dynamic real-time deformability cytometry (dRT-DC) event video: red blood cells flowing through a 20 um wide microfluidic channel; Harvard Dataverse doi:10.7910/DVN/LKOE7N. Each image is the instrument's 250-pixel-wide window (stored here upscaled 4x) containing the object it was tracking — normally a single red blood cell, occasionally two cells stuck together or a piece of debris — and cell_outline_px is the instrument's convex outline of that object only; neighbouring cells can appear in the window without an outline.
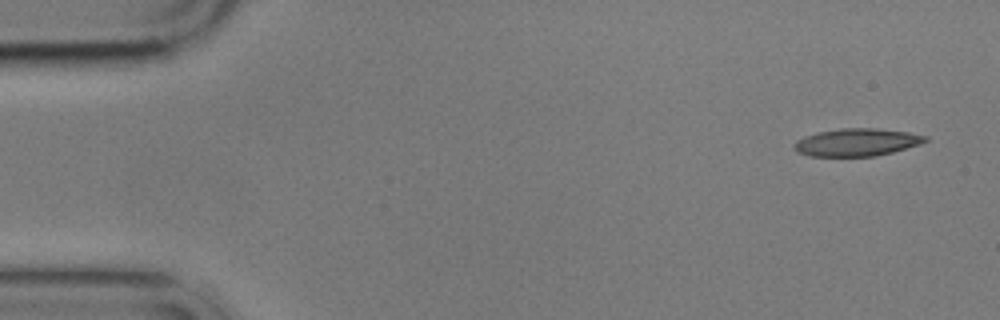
{"species": "common noctule bat (a hibernating species)", "species_latin": "Nyctalus noctula", "temperature_condition": "cold", "stored_images_in_passage": 4, "camera_frame_rate_fps": 3000, "um_per_image_px": 0.085, "animal": {"sex": "male", "body_mass_g": 17.9}, "frame": {"image": 1, "passage_image": 1, "time_ms": 0.0, "image_size_px": [1000, 320], "cell_outline_px": [[928, 140], [920, 144], [892, 152], [876, 156], [808, 156], [796, 152], [792, 148], [792, 144], [796, 140], [804, 136], [816, 132], [840, 128], [876, 128], [908, 132], [928, 136]], "centroid_in_image_um": [72.77, 12.09], "position_along_channel_um": 12.2, "area_um2": 21.33}}
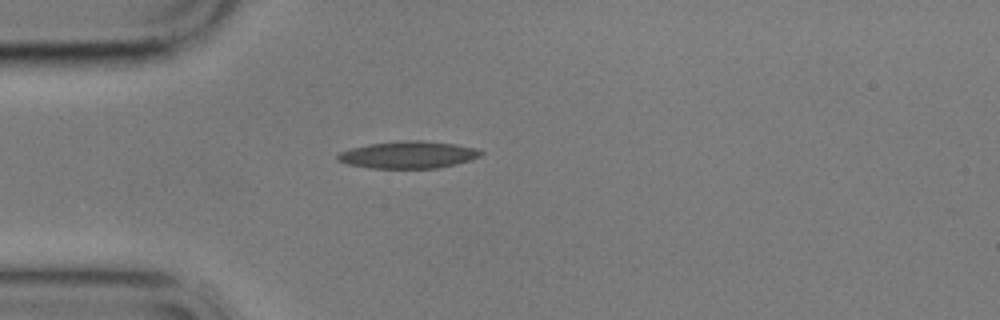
{"frame": {"image": 2, "passage_image": 4, "time_ms": 4.0, "image_size_px": [1000, 320], "cell_outline_px": [[484, 152], [480, 156], [456, 164], [440, 168], [372, 168], [348, 164], [336, 160], [336, 156], [340, 152], [352, 148], [368, 144], [400, 140], [424, 140], [456, 144], [476, 148]], "centroid_in_image_um": [34.7, 13.15], "position_along_channel_um": 50.3, "area_um2": 22.72}}